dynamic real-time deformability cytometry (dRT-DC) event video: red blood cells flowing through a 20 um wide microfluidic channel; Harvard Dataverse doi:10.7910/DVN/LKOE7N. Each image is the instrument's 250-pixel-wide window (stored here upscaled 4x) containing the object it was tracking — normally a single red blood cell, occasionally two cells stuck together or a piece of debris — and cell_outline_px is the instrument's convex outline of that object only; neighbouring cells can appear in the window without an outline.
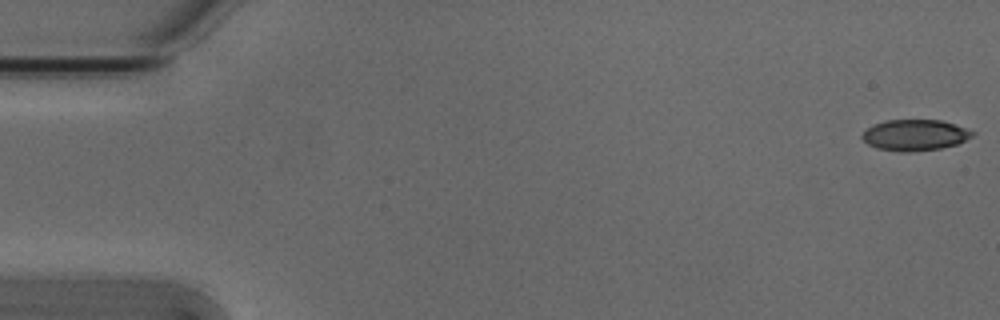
{"species": "Egyptian fruit bat (a non-hibernating species)", "species_latin": "Rousettus aegyptiacus", "temperature_condition": "cold", "stored_images_in_passage": 54, "camera_frame_rate_fps": 3000, "um_per_image_px": 0.085, "animal": {"sex": "male"}, "frame": {"image": 1, "passage_image": 1, "time_ms": 0.0, "image_size_px": [1000, 320], "cell_outline_px": [[976, 132], [972, 136], [956, 144], [940, 148], [908, 152], [900, 152], [876, 148], [868, 144], [860, 136], [868, 128], [876, 124], [888, 120], [940, 120]], "centroid_in_image_um": [77.74, 11.49], "position_along_channel_um": 7.3, "area_um2": 19.59}}
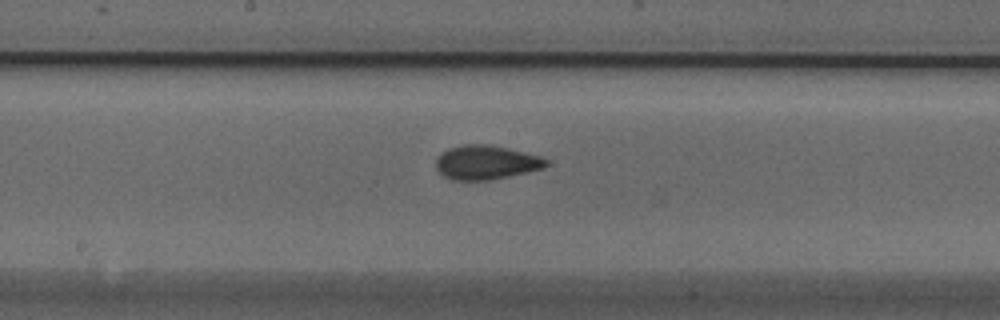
{"frame": {"image": 2, "passage_image": 28, "time_ms": 9.0, "image_size_px": [1000, 320], "cell_outline_px": [[548, 164], [544, 168], [492, 180], [452, 180], [444, 176], [436, 168], [436, 156], [440, 152], [448, 148], [464, 144], [484, 144], [508, 148], [540, 156], [548, 160]], "centroid_in_image_um": [41.29, 13.8], "position_along_channel_um": 206.9, "area_um2": 22.02}}
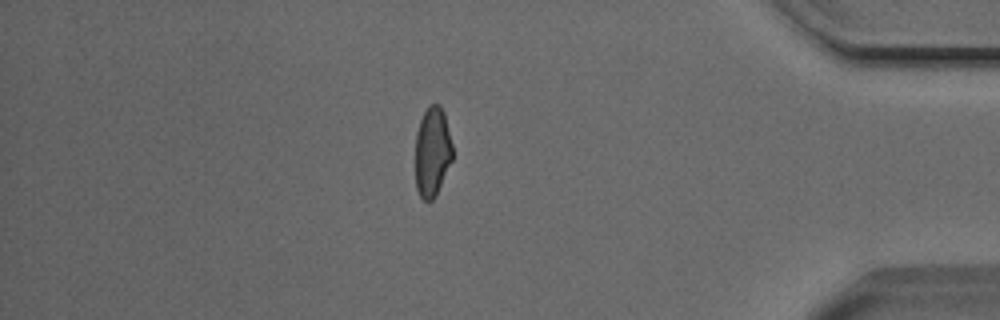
{"frame": {"image": 3, "passage_image": 46, "time_ms": 15.0, "image_size_px": [1000, 320], "cell_outline_px": [[452, 160], [436, 196], [432, 200], [424, 200], [420, 196], [416, 188], [416, 132], [420, 120], [428, 104], [440, 104], [444, 112], [452, 144]], "centroid_in_image_um": [36.75, 12.89], "position_along_channel_um": 398.5, "area_um2": 19.48}, "authors_computed_cell_mechanics": {"area_um2": 20.9236, "velocity_mm_per_s": 3.8253, "shape_relaxation_time_tau1_ms": 6.6761, "shape_relaxation_time_tau2_ms": 1.6971, "deformation_change_tau1": 0.177, "deformation_change_tau2": 0.0751}}